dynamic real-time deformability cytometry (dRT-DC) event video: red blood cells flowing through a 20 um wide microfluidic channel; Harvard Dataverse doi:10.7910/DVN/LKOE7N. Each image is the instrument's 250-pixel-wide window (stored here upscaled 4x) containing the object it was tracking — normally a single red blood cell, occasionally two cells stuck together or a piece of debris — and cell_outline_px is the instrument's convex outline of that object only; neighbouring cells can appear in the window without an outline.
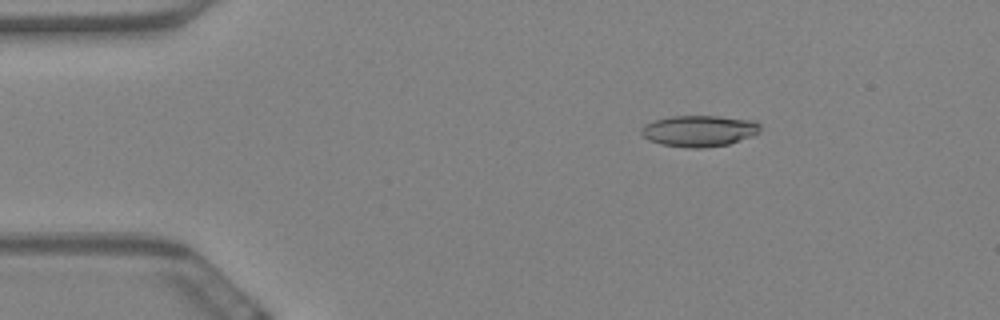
{"species": "Egyptian fruit bat (a non-hibernating species)", "species_latin": "Rousettus aegyptiacus", "temperature_condition": "warm", "stored_images_in_passage": 60, "camera_frame_rate_fps": 3000, "um_per_image_px": 0.085, "animal": {"sex": "female"}, "frame": {"image": 1, "passage_image": 10, "time_ms": 3.0, "image_size_px": [1000, 320], "cell_outline_px": [[760, 132], [752, 136], [728, 144], [704, 148], [684, 148], [660, 144], [648, 140], [640, 132], [640, 128], [644, 124], [656, 120], [672, 116], [716, 116], [756, 120], [760, 124]], "centroid_in_image_um": [59.43, 11.13], "position_along_channel_um": 25.6, "area_um2": 21.85}}
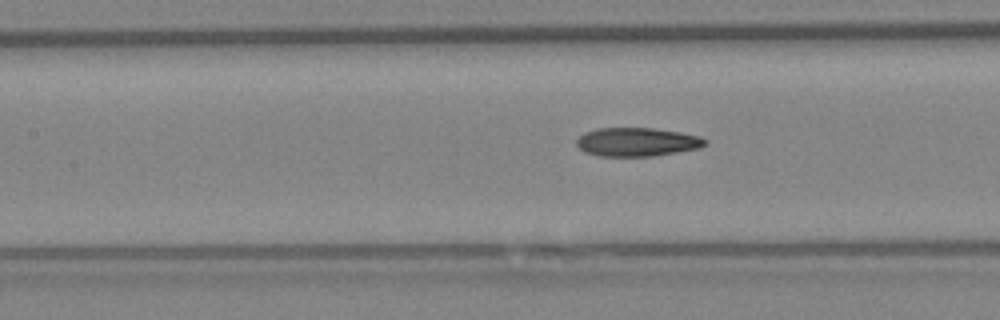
{"frame": {"image": 2, "passage_image": 27, "time_ms": 8.667, "image_size_px": [1000, 320], "cell_outline_px": [[708, 144], [700, 148], [652, 156], [596, 156], [584, 152], [576, 144], [576, 140], [584, 132], [596, 128], [652, 128], [680, 132], [700, 136], [708, 140]], "centroid_in_image_um": [54.15, 12.07], "position_along_channel_um": 153.3, "area_um2": 21.62}}
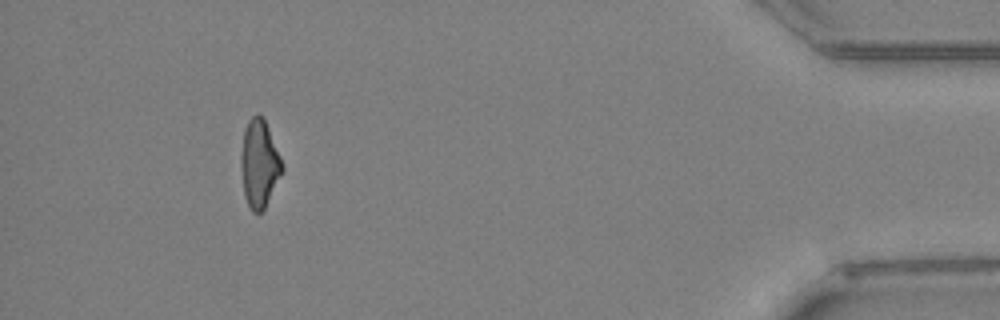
{"frame": {"image": 3, "passage_image": 55, "time_ms": 18.0, "image_size_px": [1000, 320], "cell_outline_px": [[284, 168], [264, 208], [260, 212], [252, 212], [244, 196], [240, 164], [240, 156], [244, 128], [248, 120], [256, 112], [260, 112], [264, 116], [280, 156]], "centroid_in_image_um": [22.02, 13.84], "position_along_channel_um": 413.2, "area_um2": 21.15}, "authors_computed_cell_mechanics": {"area_um2": 21.4727, "velocity_mm_per_s": 3.4649, "shape_relaxation_time_tau1_ms": null, "shape_relaxation_time_tau2_ms": 3.6798, "deformation_change_tau1": null, "deformation_change_tau2": 0.1287}}